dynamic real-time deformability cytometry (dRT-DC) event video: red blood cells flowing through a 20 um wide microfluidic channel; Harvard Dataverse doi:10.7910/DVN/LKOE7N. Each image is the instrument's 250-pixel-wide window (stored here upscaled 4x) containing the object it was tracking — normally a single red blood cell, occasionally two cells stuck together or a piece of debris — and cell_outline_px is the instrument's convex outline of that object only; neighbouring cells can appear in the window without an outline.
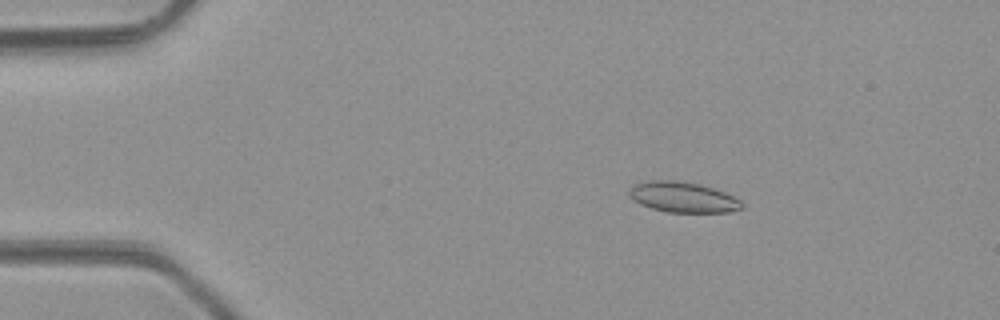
{"species": "common noctule bat (a hibernating species)", "species_latin": "Nyctalus noctula", "temperature_condition": "room temperature", "stored_images_in_passage": 49, "camera_frame_rate_fps": 3000, "um_per_image_px": 0.085, "animal": {"sex": "male", "body_mass_g": 23.1, "forearm_length_mm": 52.7}, "frame": {"image": 1, "passage_image": 9, "time_ms": 2.667, "image_size_px": [1000, 320], "cell_outline_px": [[744, 208], [728, 212], [668, 212], [652, 208], [640, 204], [632, 200], [628, 196], [628, 192], [636, 184], [648, 180], [676, 180], [700, 184], [724, 192], [740, 200], [744, 204]], "centroid_in_image_um": [58.05, 16.76], "position_along_channel_um": 27.0, "area_um2": 20.0}}
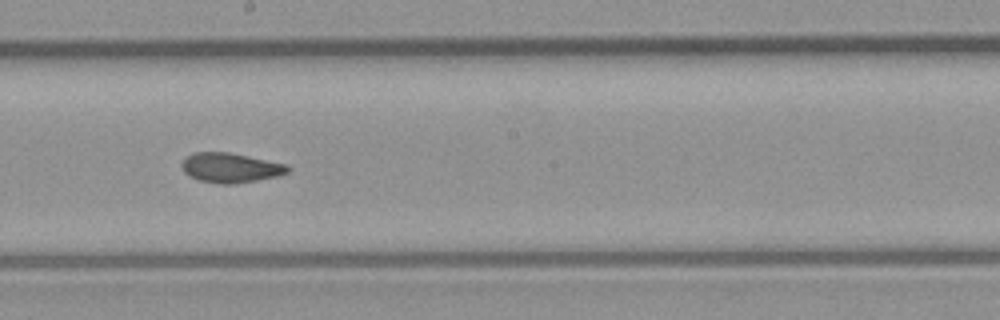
{"frame": {"image": 2, "passage_image": 28, "time_ms": 9.0, "image_size_px": [1000, 320], "cell_outline_px": [[292, 168], [288, 172], [276, 176], [236, 184], [220, 184], [196, 180], [188, 176], [184, 172], [180, 164], [192, 152], [228, 152], [288, 164]], "centroid_in_image_um": [19.58, 14.26], "position_along_channel_um": 228.6, "area_um2": 18.5}}
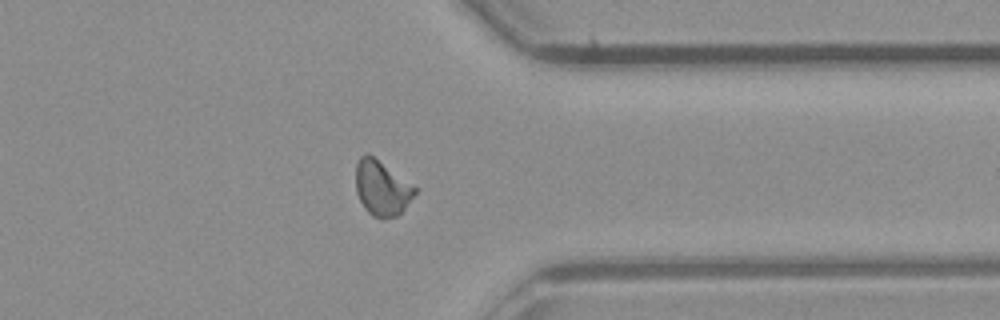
{"frame": {"image": 3, "passage_image": 39, "time_ms": 12.667, "image_size_px": [1000, 320], "cell_outline_px": [[416, 192], [404, 208], [396, 216], [384, 220], [380, 220], [372, 216], [364, 208], [356, 192], [356, 164], [360, 156], [368, 152], [416, 188]], "centroid_in_image_um": [32.41, 16.01], "position_along_channel_um": 379.0, "area_um2": 18.79}, "authors_computed_cell_mechanics": {"area_um2": 18.8428, "velocity_mm_per_s": 4.2635, "shape_relaxation_time_tau1_ms": null, "shape_relaxation_time_tau2_ms": 1.4178, "deformation_change_tau1": null, "deformation_change_tau2": 0.0615}}